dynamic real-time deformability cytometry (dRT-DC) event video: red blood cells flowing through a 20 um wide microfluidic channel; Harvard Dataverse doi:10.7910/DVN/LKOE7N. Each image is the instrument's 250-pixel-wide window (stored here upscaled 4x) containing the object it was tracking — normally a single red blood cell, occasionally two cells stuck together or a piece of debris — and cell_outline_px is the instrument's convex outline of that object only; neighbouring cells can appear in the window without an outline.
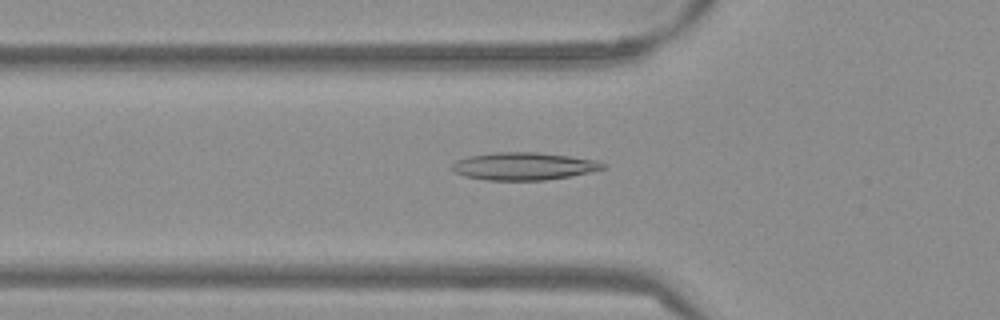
{"species": "Egyptian fruit bat (a non-hibernating species)", "species_latin": "Rousettus aegyptiacus", "temperature_condition": "warm", "stored_images_in_passage": 53, "camera_frame_rate_fps": 3000, "um_per_image_px": 0.085, "frame": {"image": 1, "passage_image": 18, "time_ms": 5.667, "image_size_px": [1000, 320], "cell_outline_px": [[608, 168], [568, 176], [544, 180], [488, 180], [464, 176], [456, 172], [452, 168], [452, 164], [456, 160], [468, 156], [492, 152], [540, 152], [572, 156], [596, 160], [608, 164]], "centroid_in_image_um": [44.55, 14.11], "position_along_channel_um": 81.3, "area_um2": 24.39}}
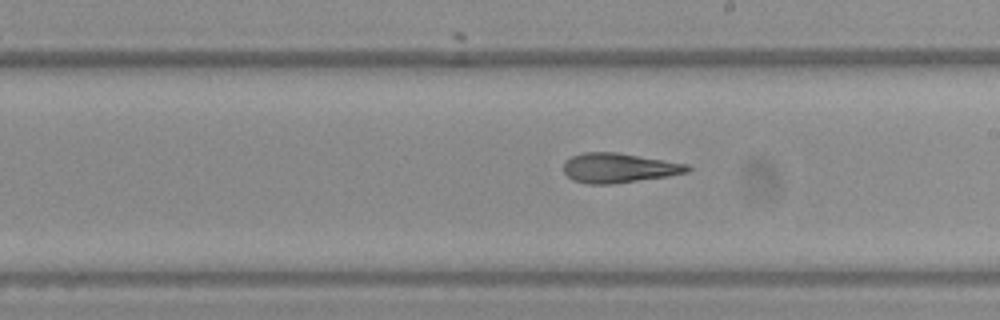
{"frame": {"image": 2, "passage_image": 30, "time_ms": 9.667, "image_size_px": [1000, 320], "cell_outline_px": [[692, 168], [688, 172], [668, 176], [612, 184], [588, 184], [572, 180], [564, 172], [564, 160], [572, 156], [584, 152], [616, 152], [688, 164]], "centroid_in_image_um": [52.58, 14.27], "position_along_channel_um": 236.4, "area_um2": 21.39}}
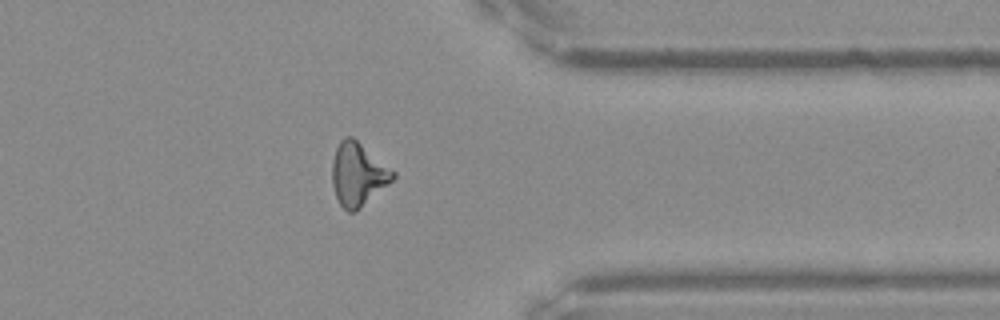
{"frame": {"image": 3, "passage_image": 42, "time_ms": 13.667, "image_size_px": [1000, 320], "cell_outline_px": [[396, 176], [388, 184], [356, 212], [348, 212], [340, 204], [336, 196], [332, 184], [332, 160], [336, 148], [340, 140], [344, 136], [352, 136], [396, 172]], "centroid_in_image_um": [30.41, 14.81], "position_along_channel_um": 381.0, "area_um2": 22.31}, "authors_computed_cell_mechanics": {"area_um2": 22.1374, "velocity_mm_per_s": 3.85, "shape_relaxation_time_tau1_ms": null, "shape_relaxation_time_tau2_ms": 2.2656, "deformation_change_tau1": null, "deformation_change_tau2": 0.1096}}